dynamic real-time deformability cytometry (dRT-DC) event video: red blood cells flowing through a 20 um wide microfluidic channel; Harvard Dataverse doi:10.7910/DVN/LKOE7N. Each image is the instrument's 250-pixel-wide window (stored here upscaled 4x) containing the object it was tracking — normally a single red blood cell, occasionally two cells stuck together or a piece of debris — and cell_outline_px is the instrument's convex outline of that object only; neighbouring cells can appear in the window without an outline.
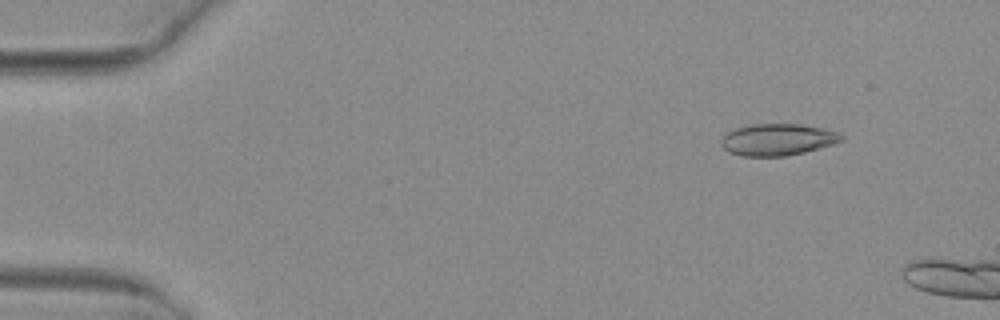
{"species": "common noctule bat (a hibernating species)", "species_latin": "Nyctalus noctula", "temperature_condition": "warm", "stored_images_in_passage": 2, "camera_frame_rate_fps": 3000, "um_per_image_px": 0.085, "animal": {"sex": "female", "body_mass_g": 29.2, "forearm_length_mm": 56.3}, "frame": {"image": 1, "passage_image": 2, "time_ms": 0.333, "image_size_px": [1000, 320], "cell_outline_px": [[844, 140], [832, 144], [804, 152], [784, 156], [740, 156], [728, 152], [720, 144], [720, 140], [728, 132], [736, 128], [748, 124], [800, 124], [820, 128], [836, 132], [844, 136]], "centroid_in_image_um": [66.05, 11.87], "position_along_channel_um": 18.9, "area_um2": 22.14}}